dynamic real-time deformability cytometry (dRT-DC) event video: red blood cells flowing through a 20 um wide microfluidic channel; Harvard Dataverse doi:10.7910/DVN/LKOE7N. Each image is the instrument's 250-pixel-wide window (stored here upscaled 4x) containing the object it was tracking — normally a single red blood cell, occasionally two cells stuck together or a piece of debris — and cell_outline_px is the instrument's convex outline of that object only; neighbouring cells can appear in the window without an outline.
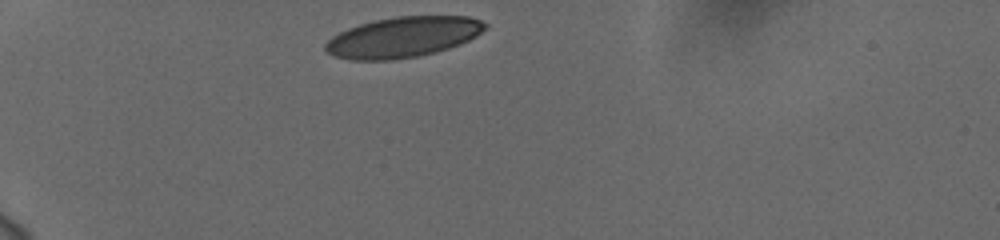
{"species": "human", "species_latin": "Homo sapiens", "temperature_condition": "cold", "stored_images_in_passage": 33, "camera_frame_rate_fps": 3000, "um_per_image_px": 0.085, "donor": {"sex": "female"}, "frame": {"image": 1, "passage_image": 1, "time_ms": 0.0, "image_size_px": [1000, 240], "cell_outline_px": [[488, 28], [476, 36], [460, 44], [448, 48], [416, 56], [392, 60], [352, 60], [336, 56], [328, 52], [324, 48], [324, 44], [332, 36], [348, 28], [360, 24], [376, 20], [396, 16], [468, 16], [480, 20], [488, 24]], "centroid_in_image_um": [34.27, 3.14], "position_along_channel_um": 50.7, "area_um2": 37.51}}
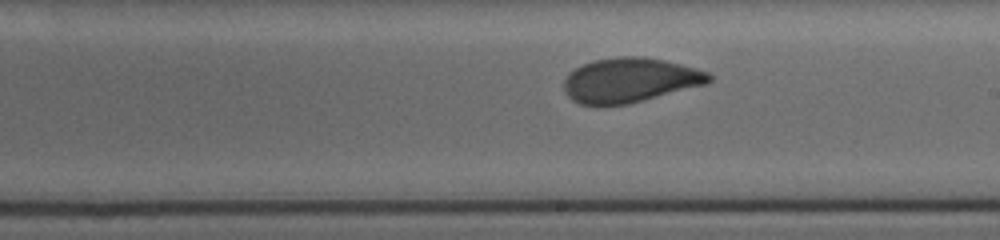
{"frame": {"image": 2, "passage_image": 19, "time_ms": 6.0, "image_size_px": [1000, 240], "cell_outline_px": [[712, 80], [708, 84], [628, 104], [600, 108], [580, 104], [572, 100], [564, 92], [564, 80], [568, 72], [584, 64], [596, 60], [620, 56], [644, 56], [664, 60], [696, 68], [708, 72], [712, 76]], "centroid_in_image_um": [53.52, 6.84], "position_along_channel_um": 235.5, "area_um2": 38.32}}
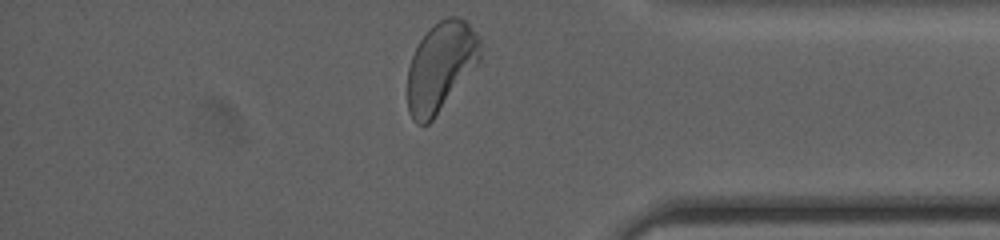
{"frame": {"image": 3, "passage_image": 33, "time_ms": 10.667, "image_size_px": [1000, 240], "cell_outline_px": [[480, 60], [432, 120], [428, 124], [416, 124], [412, 120], [408, 112], [408, 68], [412, 56], [420, 40], [428, 28], [440, 20], [448, 16], [456, 16], [464, 20], [468, 24], [480, 40]], "centroid_in_image_um": [37.43, 5.66], "position_along_channel_um": 397.8, "area_um2": 37.34}, "authors_computed_cell_mechanics": {"area_um2": 38.2636, "velocity_mm_per_s": 3.725, "shape_relaxation_time_tau1_ms": 3.7655, "shape_relaxation_time_tau2_ms": 0.6579, "deformation_change_tau1": 0.1277, "deformation_change_tau2": 0.0476}}